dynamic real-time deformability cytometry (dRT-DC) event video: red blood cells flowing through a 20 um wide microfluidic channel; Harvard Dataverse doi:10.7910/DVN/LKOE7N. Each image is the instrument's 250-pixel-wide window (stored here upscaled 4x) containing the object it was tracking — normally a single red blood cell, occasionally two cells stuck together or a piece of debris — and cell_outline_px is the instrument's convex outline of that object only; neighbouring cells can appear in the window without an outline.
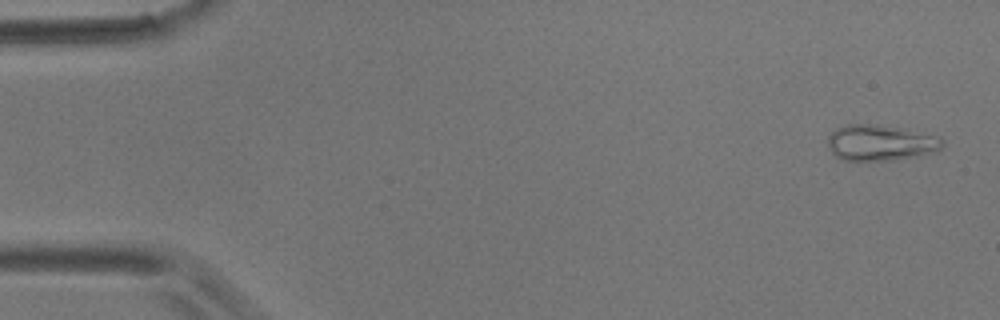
{"species": "common noctule bat (a hibernating species)", "species_latin": "Nyctalus noctula", "temperature_condition": "room temperature", "stored_images_in_passage": 6, "camera_frame_rate_fps": 3000, "um_per_image_px": 0.085, "animal": {"sex": "male", "body_mass_g": 17.9}, "frame": {"image": 1, "passage_image": 1, "time_ms": 0.0, "image_size_px": [1000, 320], "cell_outline_px": [[944, 144], [936, 152], [916, 156], [888, 160], [844, 160], [836, 156], [832, 152], [828, 144], [828, 136], [836, 128], [848, 124], [864, 124], [908, 128], [940, 136], [944, 140]], "centroid_in_image_um": [74.9, 12.12], "position_along_channel_um": 10.1, "area_um2": 24.04}}